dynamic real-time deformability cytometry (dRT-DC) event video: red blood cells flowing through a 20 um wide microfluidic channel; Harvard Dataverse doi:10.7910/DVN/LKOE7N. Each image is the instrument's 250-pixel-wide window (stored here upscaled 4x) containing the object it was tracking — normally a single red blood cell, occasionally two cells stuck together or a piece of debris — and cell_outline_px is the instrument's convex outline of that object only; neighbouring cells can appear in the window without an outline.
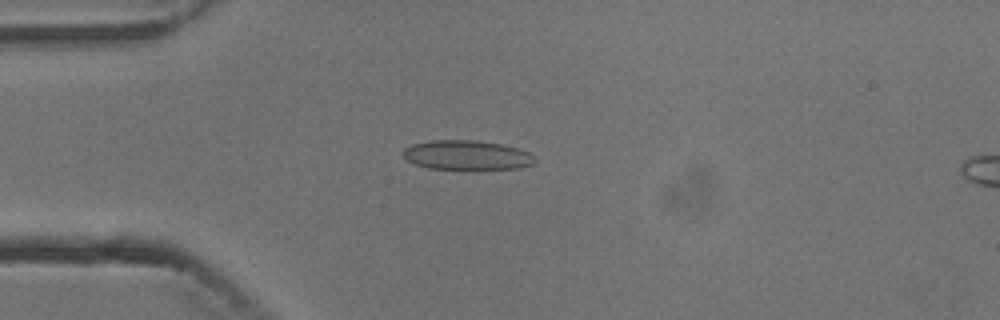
{"species": "common noctule bat (a hibernating species)", "species_latin": "Nyctalus noctula", "temperature_condition": "cold", "stored_images_in_passage": 5, "camera_frame_rate_fps": 3000, "um_per_image_px": 0.085, "animal": {"sex": "male", "body_mass_g": 13.3}, "frame": {"image": 1, "passage_image": 3, "time_ms": 3.0, "image_size_px": [1000, 320], "cell_outline_px": [[536, 160], [532, 164], [520, 168], [428, 168], [416, 164], [408, 160], [400, 152], [404, 148], [412, 144], [432, 140], [472, 140], [500, 144], [516, 148], [528, 152]], "centroid_in_image_um": [39.63, 13.17], "position_along_channel_um": 45.4, "area_um2": 22.14}}
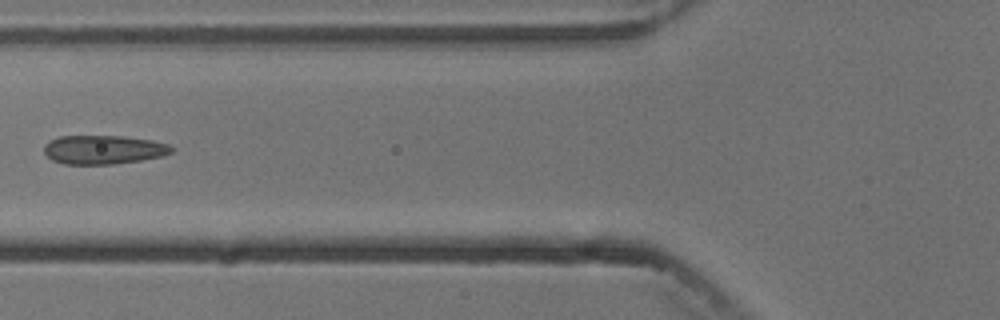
{"frame": {"image": 2, "passage_image": 5, "time_ms": 5.333, "image_size_px": [1000, 320], "cell_outline_px": [[172, 152], [160, 156], [140, 160], [112, 164], [64, 164], [52, 160], [44, 152], [44, 144], [48, 140], [60, 136], [124, 136], [152, 140], [168, 144], [172, 148]], "centroid_in_image_um": [8.75, 12.71], "position_along_channel_um": 117.1, "area_um2": 21.39}}